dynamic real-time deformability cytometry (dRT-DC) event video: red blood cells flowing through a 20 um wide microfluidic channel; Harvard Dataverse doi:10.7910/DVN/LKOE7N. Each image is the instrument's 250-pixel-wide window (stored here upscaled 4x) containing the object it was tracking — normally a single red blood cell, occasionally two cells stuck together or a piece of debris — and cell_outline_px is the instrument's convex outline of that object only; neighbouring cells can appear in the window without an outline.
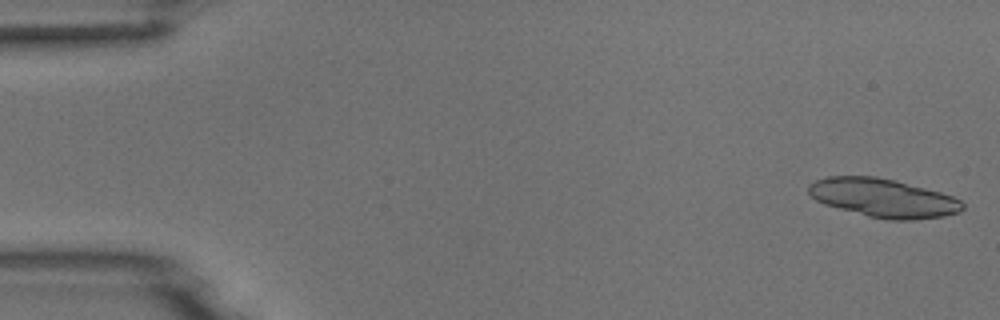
{"species": "common noctule bat (a hibernating species)", "species_latin": "Nyctalus noctula", "temperature_condition": "room temperature", "stored_images_in_passage": 4, "camera_frame_rate_fps": 3000, "um_per_image_px": 0.085, "animal": {"sex": "male", "body_mass_g": 18.8}, "frame": {"image": 1, "passage_image": 1, "time_ms": 0.0, "image_size_px": [1000, 320], "cell_outline_px": [[964, 208], [960, 212], [944, 216], [916, 220], [888, 220], [868, 216], [824, 204], [816, 200], [808, 192], [808, 184], [816, 180], [828, 176], [876, 176], [896, 180], [940, 192], [952, 196], [960, 200], [964, 204]], "centroid_in_image_um": [75.09, 16.82], "position_along_channel_um": 9.9, "area_um2": 34.74}}